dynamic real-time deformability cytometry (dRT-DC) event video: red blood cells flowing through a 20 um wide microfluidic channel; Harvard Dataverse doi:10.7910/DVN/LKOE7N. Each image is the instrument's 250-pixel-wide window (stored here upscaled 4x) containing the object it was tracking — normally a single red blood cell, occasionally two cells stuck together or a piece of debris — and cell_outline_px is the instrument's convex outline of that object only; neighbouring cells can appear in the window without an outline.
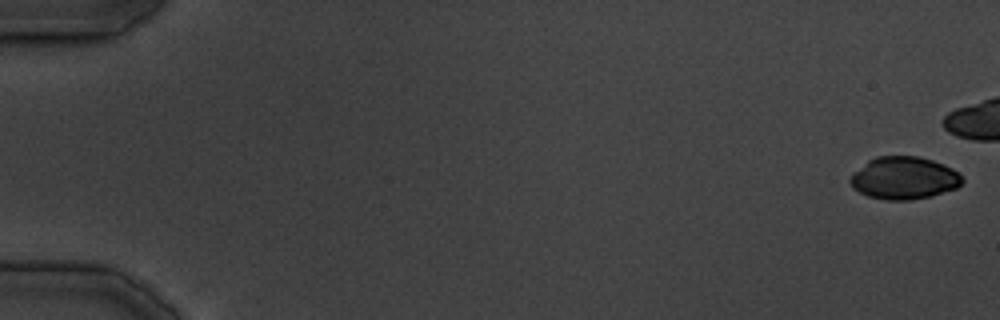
{"species": "common noctule bat (a hibernating species)", "species_latin": "Nyctalus noctula", "temperature_condition": "cold", "stored_images_in_passage": 19, "camera_frame_rate_fps": 3000, "um_per_image_px": 0.085, "animal": {"sex": "male", "body_mass_g": 19.5, "forearm_length_mm": 54.6}, "frame": {"image": 1, "passage_image": 1, "time_ms": 0.0, "image_size_px": [1000, 320], "cell_outline_px": [[964, 180], [956, 188], [932, 196], [908, 200], [884, 200], [868, 196], [852, 188], [848, 180], [868, 160], [876, 156], [920, 156], [944, 164], [952, 168]], "centroid_in_image_um": [76.84, 15.13], "position_along_channel_um": 8.2, "area_um2": 27.63}}